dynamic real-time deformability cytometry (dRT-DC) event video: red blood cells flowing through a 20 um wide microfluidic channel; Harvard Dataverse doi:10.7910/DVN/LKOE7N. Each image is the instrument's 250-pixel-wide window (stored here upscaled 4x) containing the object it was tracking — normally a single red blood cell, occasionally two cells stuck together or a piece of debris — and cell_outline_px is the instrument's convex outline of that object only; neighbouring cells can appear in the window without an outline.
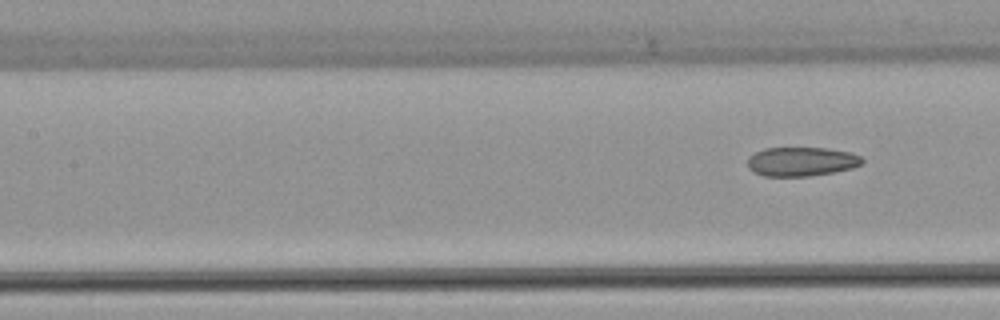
{"species": "common noctule bat (a hibernating species)", "species_latin": "Nyctalus noctula", "temperature_condition": "warm", "stored_images_in_passage": 5, "camera_frame_rate_fps": 3000, "um_per_image_px": 0.085, "animal": {"sex": "female", "body_mass_g": 22.7, "forearm_length_mm": 54.2}, "frame": {"image": 1, "passage_image": 5, "time_ms": 6.667, "image_size_px": [1000, 320], "cell_outline_px": [[864, 160], [860, 164], [852, 168], [832, 172], [808, 176], [764, 176], [752, 172], [748, 168], [748, 156], [764, 148], [828, 148], [852, 152], [860, 156]], "centroid_in_image_um": [68.1, 13.73], "position_along_channel_um": 139.3, "area_um2": 19.48}}